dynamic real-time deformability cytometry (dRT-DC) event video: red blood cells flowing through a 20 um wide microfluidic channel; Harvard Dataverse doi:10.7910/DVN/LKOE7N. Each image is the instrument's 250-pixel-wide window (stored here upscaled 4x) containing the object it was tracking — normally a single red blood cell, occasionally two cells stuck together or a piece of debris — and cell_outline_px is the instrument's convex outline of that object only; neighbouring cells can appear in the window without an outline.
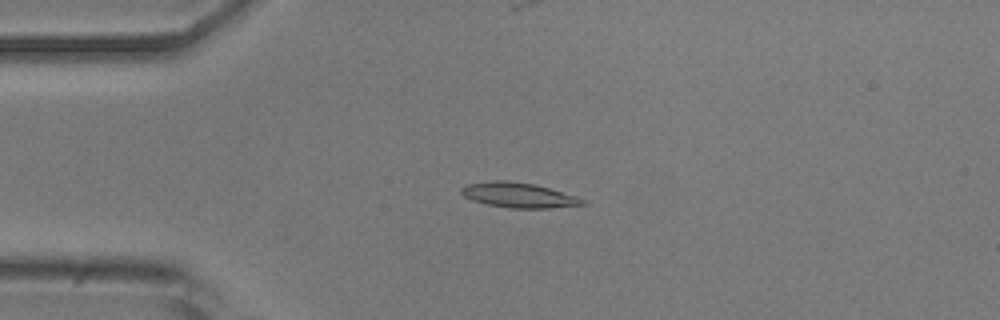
{"species": "common noctule bat (a hibernating species)", "species_latin": "Nyctalus noctula", "temperature_condition": "room temperature", "stored_images_in_passage": 15, "camera_frame_rate_fps": 3000, "um_per_image_px": 0.085, "animal": {"sex": "male", "body_mass_g": 20.5, "forearm_length_mm": 52.5}, "frame": {"image": 1, "passage_image": 7, "time_ms": 2.0, "image_size_px": [1000, 320], "cell_outline_px": [[588, 204], [548, 208], [512, 208], [488, 204], [472, 200], [464, 196], [460, 192], [460, 188], [468, 184], [492, 180], [508, 180], [536, 184], [576, 196], [584, 200]], "centroid_in_image_um": [44.08, 16.57], "position_along_channel_um": 40.9, "area_um2": 17.63}}